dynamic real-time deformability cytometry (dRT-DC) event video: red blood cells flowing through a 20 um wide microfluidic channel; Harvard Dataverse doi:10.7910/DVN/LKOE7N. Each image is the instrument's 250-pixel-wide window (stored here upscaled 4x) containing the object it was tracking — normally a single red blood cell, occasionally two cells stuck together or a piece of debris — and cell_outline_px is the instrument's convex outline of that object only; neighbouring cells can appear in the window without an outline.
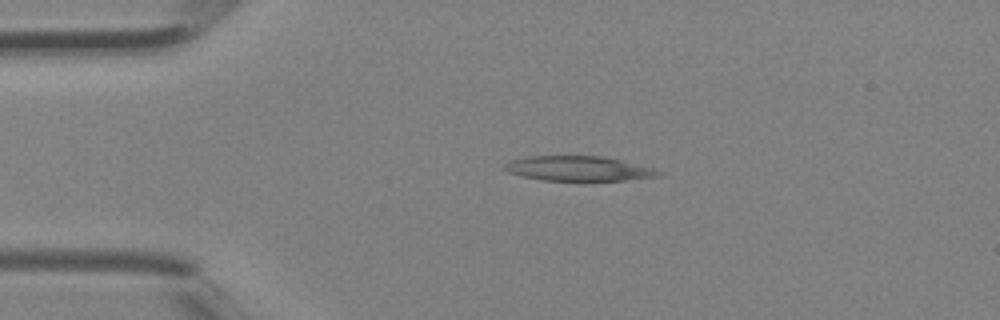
{"species": "Egyptian fruit bat (a non-hibernating species)", "species_latin": "Rousettus aegyptiacus", "temperature_condition": "room temperature", "stored_images_in_passage": 4, "camera_frame_rate_fps": 3000, "um_per_image_px": 0.085, "animal": {"sex": "female"}, "frame": {"image": 1, "passage_image": 3, "time_ms": 0.667, "image_size_px": [1000, 320], "cell_outline_px": [[664, 172], [660, 176], [624, 180], [540, 180], [508, 172], [500, 168], [508, 160], [528, 156], [604, 156], [652, 168]], "centroid_in_image_um": [49.11, 14.32], "position_along_channel_um": 35.9, "area_um2": 22.2}}